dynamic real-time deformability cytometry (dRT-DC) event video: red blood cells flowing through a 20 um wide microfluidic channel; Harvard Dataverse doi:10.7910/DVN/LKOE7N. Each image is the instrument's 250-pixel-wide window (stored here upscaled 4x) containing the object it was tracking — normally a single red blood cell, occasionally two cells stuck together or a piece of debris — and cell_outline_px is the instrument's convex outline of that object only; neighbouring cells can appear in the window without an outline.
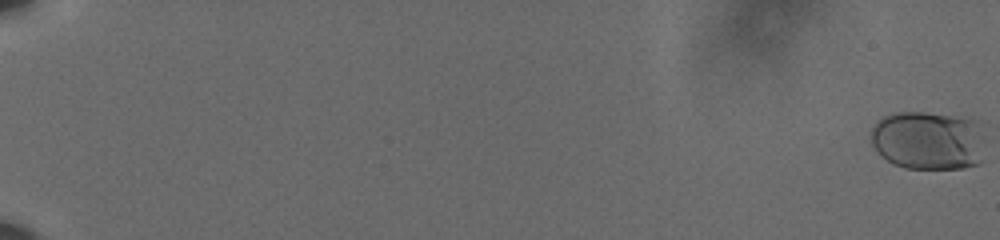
{"species": "human", "species_latin": "Homo sapiens", "temperature_condition": "cold", "stored_images_in_passage": 63, "camera_frame_rate_fps": 3000, "um_per_image_px": 0.085, "donor": {"sex": "male"}, "frame": {"image": 1, "passage_image": 1, "time_ms": 0.0, "image_size_px": [1000, 240], "cell_outline_px": [[984, 160], [976, 164], [964, 168], [904, 168], [892, 164], [872, 144], [872, 128], [884, 116], [896, 112], [924, 112], [976, 116]], "centroid_in_image_um": [78.94, 11.91], "position_along_channel_um": 6.1, "area_um2": 39.3}}
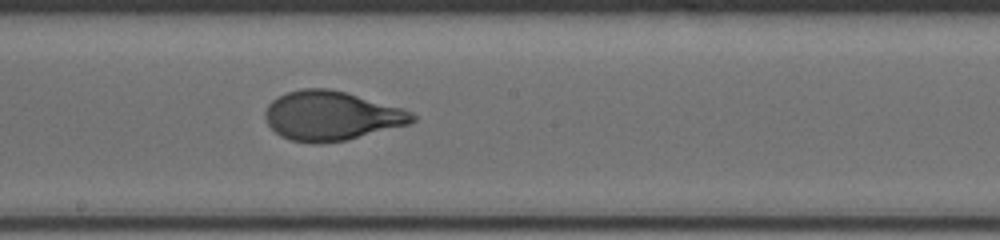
{"frame": {"image": 2, "passage_image": 39, "time_ms": 12.667, "image_size_px": [1000, 240], "cell_outline_px": [[416, 120], [408, 124], [344, 140], [316, 144], [292, 140], [280, 136], [268, 124], [264, 116], [264, 112], [268, 104], [276, 96], [300, 88], [328, 88], [344, 92], [400, 108], [412, 112], [416, 116]], "centroid_in_image_um": [28.1, 9.83], "position_along_channel_um": 220.1, "area_um2": 41.79}}
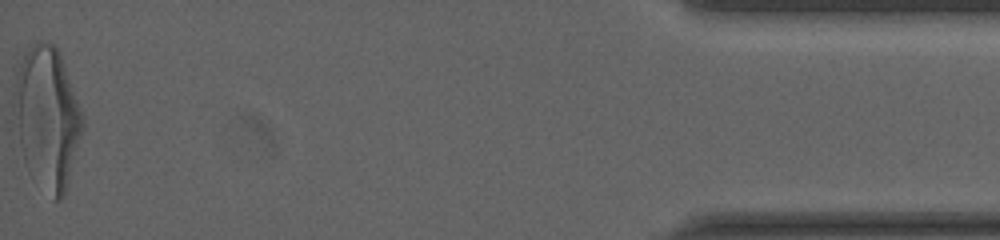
{"frame": {"image": 3, "passage_image": 63, "time_ms": 20.667, "image_size_px": [1000, 240], "cell_outline_px": [[84, 128], [68, 184], [64, 196], [60, 200], [52, 200], [24, 160], [20, 144], [12, 104], [16, 72], [28, 48], [32, 44], [40, 40], [52, 44], [60, 52], [84, 116]], "centroid_in_image_um": [4.04, 9.97], "position_along_channel_um": 431.2, "area_um2": 56.3}, "authors_computed_cell_mechanics": {"area_um2": 41.5582, "velocity_mm_per_s": 3.5992, "shape_relaxation_time_tau1_ms": 4.4038, "shape_relaxation_time_tau2_ms": null, "deformation_change_tau1": 0.2049, "deformation_change_tau2": null}}